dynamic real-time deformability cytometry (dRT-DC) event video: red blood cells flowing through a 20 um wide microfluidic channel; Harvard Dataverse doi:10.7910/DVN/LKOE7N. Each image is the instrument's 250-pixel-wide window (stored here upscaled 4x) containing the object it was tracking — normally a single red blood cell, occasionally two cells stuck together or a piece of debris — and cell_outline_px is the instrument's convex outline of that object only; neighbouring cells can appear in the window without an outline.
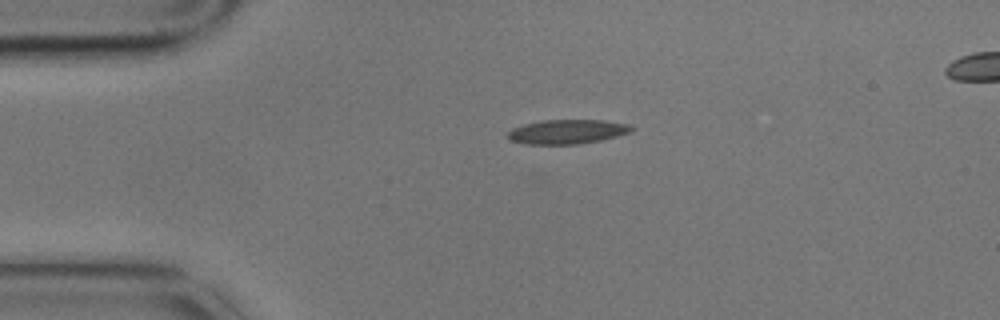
{"species": "common noctule bat (a hibernating species)", "species_latin": "Nyctalus noctula", "temperature_condition": "cold", "stored_images_in_passage": 3, "segment_of_instrument_passage": [1, 2], "camera_frame_rate_fps": 3000, "um_per_image_px": 0.085, "animal": {"sex": "male", "body_mass_g": 17.9}, "frame": {"image": 1, "passage_image": 1, "time_ms": 0.0, "image_size_px": [1000, 320], "cell_outline_px": [[636, 128], [632, 132], [600, 140], [576, 144], [528, 144], [512, 140], [508, 136], [508, 132], [512, 128], [524, 124], [540, 120], [604, 120], [628, 124]], "centroid_in_image_um": [48.25, 11.18], "position_along_channel_um": 36.8, "area_um2": 17.46}}